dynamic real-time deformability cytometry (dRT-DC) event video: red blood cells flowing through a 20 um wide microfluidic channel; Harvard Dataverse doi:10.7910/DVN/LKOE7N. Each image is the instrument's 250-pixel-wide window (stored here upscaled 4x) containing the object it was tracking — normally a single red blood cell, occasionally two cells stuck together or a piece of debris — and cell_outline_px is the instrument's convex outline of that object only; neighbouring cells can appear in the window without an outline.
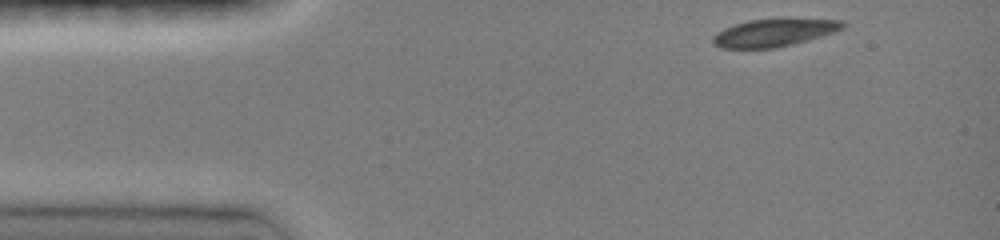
{"species": "common noctule bat (a hibernating species)", "species_latin": "Nyctalus noctula", "temperature_condition": "room temperature", "stored_images_in_passage": 38, "camera_frame_rate_fps": 3000, "um_per_image_px": 0.085, "animal": {"sex": "female", "body_mass_g": 19.0, "forearm_length_mm": 51.5}, "frame": {"image": 1, "passage_image": 1, "time_ms": 0.0, "image_size_px": [1000, 240], "cell_outline_px": [[844, 28], [820, 36], [792, 44], [776, 48], [720, 48], [712, 44], [712, 36], [716, 32], [724, 28], [748, 20], [844, 20]], "centroid_in_image_um": [65.69, 2.8], "position_along_channel_um": 19.3, "area_um2": 20.29}}
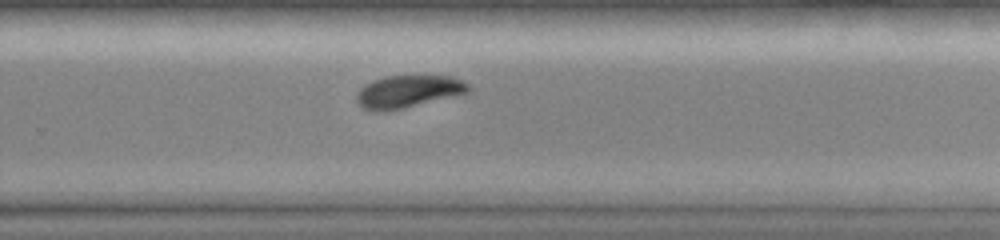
{"frame": {"image": 2, "passage_image": 27, "time_ms": 8.667, "image_size_px": [1000, 240], "cell_outline_px": [[472, 88], [468, 92], [456, 96], [404, 108], [384, 112], [376, 112], [360, 108], [356, 100], [356, 96], [360, 88], [364, 84], [372, 80], [384, 76], [448, 76], [460, 80], [468, 84]], "centroid_in_image_um": [34.64, 7.8], "position_along_channel_um": 295.2, "area_um2": 21.39}}
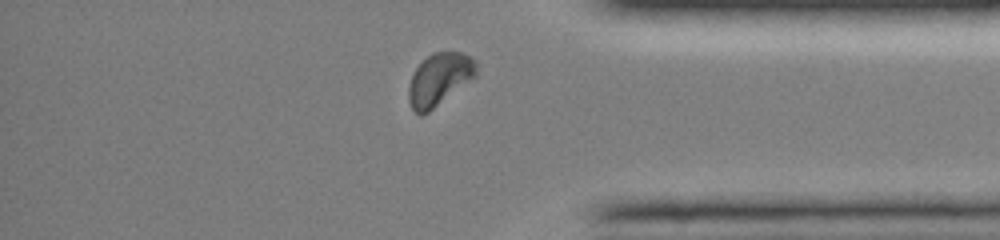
{"frame": {"image": 3, "passage_image": 35, "time_ms": 11.333, "image_size_px": [1000, 240], "cell_outline_px": [[476, 76], [428, 112], [420, 116], [412, 108], [408, 100], [408, 84], [416, 68], [432, 52], [460, 52], [476, 60]], "centroid_in_image_um": [37.32, 6.74], "position_along_channel_um": 397.9, "area_um2": 20.35}, "authors_computed_cell_mechanics": {"area_um2": 21.7617, "velocity_mm_per_s": 4.0131, "shape_relaxation_time_tau1_ms": 3.8534, "shape_relaxation_time_tau2_ms": 9.733, "deformation_change_tau1": 0.133, "deformation_change_tau2": 0.1319}}